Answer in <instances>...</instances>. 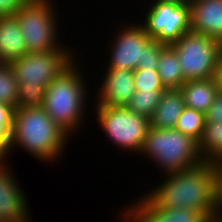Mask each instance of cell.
<instances>
[{"instance_id": "cell-22", "label": "cell", "mask_w": 222, "mask_h": 222, "mask_svg": "<svg viewBox=\"0 0 222 222\" xmlns=\"http://www.w3.org/2000/svg\"><path fill=\"white\" fill-rule=\"evenodd\" d=\"M18 84L8 64L0 69V102H5L16 109Z\"/></svg>"}, {"instance_id": "cell-24", "label": "cell", "mask_w": 222, "mask_h": 222, "mask_svg": "<svg viewBox=\"0 0 222 222\" xmlns=\"http://www.w3.org/2000/svg\"><path fill=\"white\" fill-rule=\"evenodd\" d=\"M135 90L138 91H165L157 70L136 69L133 71Z\"/></svg>"}, {"instance_id": "cell-32", "label": "cell", "mask_w": 222, "mask_h": 222, "mask_svg": "<svg viewBox=\"0 0 222 222\" xmlns=\"http://www.w3.org/2000/svg\"><path fill=\"white\" fill-rule=\"evenodd\" d=\"M6 157L7 156L0 150V167L6 163L7 161Z\"/></svg>"}, {"instance_id": "cell-3", "label": "cell", "mask_w": 222, "mask_h": 222, "mask_svg": "<svg viewBox=\"0 0 222 222\" xmlns=\"http://www.w3.org/2000/svg\"><path fill=\"white\" fill-rule=\"evenodd\" d=\"M69 137L42 107L13 111L10 154L17 146L38 161L51 163L62 157Z\"/></svg>"}, {"instance_id": "cell-25", "label": "cell", "mask_w": 222, "mask_h": 222, "mask_svg": "<svg viewBox=\"0 0 222 222\" xmlns=\"http://www.w3.org/2000/svg\"><path fill=\"white\" fill-rule=\"evenodd\" d=\"M167 45L161 44L156 40L152 39L146 46L143 48V57L142 61L139 62L137 69H154L157 70L159 58L161 56V51Z\"/></svg>"}, {"instance_id": "cell-19", "label": "cell", "mask_w": 222, "mask_h": 222, "mask_svg": "<svg viewBox=\"0 0 222 222\" xmlns=\"http://www.w3.org/2000/svg\"><path fill=\"white\" fill-rule=\"evenodd\" d=\"M198 150L204 161L222 159V122H206Z\"/></svg>"}, {"instance_id": "cell-20", "label": "cell", "mask_w": 222, "mask_h": 222, "mask_svg": "<svg viewBox=\"0 0 222 222\" xmlns=\"http://www.w3.org/2000/svg\"><path fill=\"white\" fill-rule=\"evenodd\" d=\"M205 123L206 117L203 112L185 107L178 118L175 129L191 137L198 143L203 135Z\"/></svg>"}, {"instance_id": "cell-30", "label": "cell", "mask_w": 222, "mask_h": 222, "mask_svg": "<svg viewBox=\"0 0 222 222\" xmlns=\"http://www.w3.org/2000/svg\"><path fill=\"white\" fill-rule=\"evenodd\" d=\"M211 222H222V211H216L211 218Z\"/></svg>"}, {"instance_id": "cell-31", "label": "cell", "mask_w": 222, "mask_h": 222, "mask_svg": "<svg viewBox=\"0 0 222 222\" xmlns=\"http://www.w3.org/2000/svg\"><path fill=\"white\" fill-rule=\"evenodd\" d=\"M154 1L175 2L178 4L189 5L192 0H154Z\"/></svg>"}, {"instance_id": "cell-17", "label": "cell", "mask_w": 222, "mask_h": 222, "mask_svg": "<svg viewBox=\"0 0 222 222\" xmlns=\"http://www.w3.org/2000/svg\"><path fill=\"white\" fill-rule=\"evenodd\" d=\"M26 45L18 20L14 17H0V57L8 64L27 54Z\"/></svg>"}, {"instance_id": "cell-13", "label": "cell", "mask_w": 222, "mask_h": 222, "mask_svg": "<svg viewBox=\"0 0 222 222\" xmlns=\"http://www.w3.org/2000/svg\"><path fill=\"white\" fill-rule=\"evenodd\" d=\"M106 73V74H105ZM101 87L96 91L97 103L102 106L126 107L135 93L133 71L106 69Z\"/></svg>"}, {"instance_id": "cell-28", "label": "cell", "mask_w": 222, "mask_h": 222, "mask_svg": "<svg viewBox=\"0 0 222 222\" xmlns=\"http://www.w3.org/2000/svg\"><path fill=\"white\" fill-rule=\"evenodd\" d=\"M27 0H0V17H11L21 9Z\"/></svg>"}, {"instance_id": "cell-9", "label": "cell", "mask_w": 222, "mask_h": 222, "mask_svg": "<svg viewBox=\"0 0 222 222\" xmlns=\"http://www.w3.org/2000/svg\"><path fill=\"white\" fill-rule=\"evenodd\" d=\"M144 16L146 34L161 44L171 45L191 31L189 5L153 1Z\"/></svg>"}, {"instance_id": "cell-8", "label": "cell", "mask_w": 222, "mask_h": 222, "mask_svg": "<svg viewBox=\"0 0 222 222\" xmlns=\"http://www.w3.org/2000/svg\"><path fill=\"white\" fill-rule=\"evenodd\" d=\"M96 121L108 140L116 147L139 153L150 127L148 118L132 112L127 107H110L95 104Z\"/></svg>"}, {"instance_id": "cell-29", "label": "cell", "mask_w": 222, "mask_h": 222, "mask_svg": "<svg viewBox=\"0 0 222 222\" xmlns=\"http://www.w3.org/2000/svg\"><path fill=\"white\" fill-rule=\"evenodd\" d=\"M216 80H217V83H218L219 91L222 92V50L220 52L219 59H218Z\"/></svg>"}, {"instance_id": "cell-15", "label": "cell", "mask_w": 222, "mask_h": 222, "mask_svg": "<svg viewBox=\"0 0 222 222\" xmlns=\"http://www.w3.org/2000/svg\"><path fill=\"white\" fill-rule=\"evenodd\" d=\"M179 90L183 95L185 107L195 109L204 114L208 111L219 92L216 77L188 80Z\"/></svg>"}, {"instance_id": "cell-2", "label": "cell", "mask_w": 222, "mask_h": 222, "mask_svg": "<svg viewBox=\"0 0 222 222\" xmlns=\"http://www.w3.org/2000/svg\"><path fill=\"white\" fill-rule=\"evenodd\" d=\"M73 51L27 53L9 62L18 84L16 108L42 107L47 86L75 62Z\"/></svg>"}, {"instance_id": "cell-23", "label": "cell", "mask_w": 222, "mask_h": 222, "mask_svg": "<svg viewBox=\"0 0 222 222\" xmlns=\"http://www.w3.org/2000/svg\"><path fill=\"white\" fill-rule=\"evenodd\" d=\"M14 108L0 102V150L6 155H10L11 133Z\"/></svg>"}, {"instance_id": "cell-11", "label": "cell", "mask_w": 222, "mask_h": 222, "mask_svg": "<svg viewBox=\"0 0 222 222\" xmlns=\"http://www.w3.org/2000/svg\"><path fill=\"white\" fill-rule=\"evenodd\" d=\"M126 206L123 222H211L201 210L190 208L165 209L158 206L148 195Z\"/></svg>"}, {"instance_id": "cell-33", "label": "cell", "mask_w": 222, "mask_h": 222, "mask_svg": "<svg viewBox=\"0 0 222 222\" xmlns=\"http://www.w3.org/2000/svg\"><path fill=\"white\" fill-rule=\"evenodd\" d=\"M4 65H6V63L1 59V57H0V69L4 66Z\"/></svg>"}, {"instance_id": "cell-21", "label": "cell", "mask_w": 222, "mask_h": 222, "mask_svg": "<svg viewBox=\"0 0 222 222\" xmlns=\"http://www.w3.org/2000/svg\"><path fill=\"white\" fill-rule=\"evenodd\" d=\"M163 92L136 90L126 107L132 112L150 119L159 104Z\"/></svg>"}, {"instance_id": "cell-18", "label": "cell", "mask_w": 222, "mask_h": 222, "mask_svg": "<svg viewBox=\"0 0 222 222\" xmlns=\"http://www.w3.org/2000/svg\"><path fill=\"white\" fill-rule=\"evenodd\" d=\"M157 72L166 89H180L186 82L176 52L169 45L161 51Z\"/></svg>"}, {"instance_id": "cell-26", "label": "cell", "mask_w": 222, "mask_h": 222, "mask_svg": "<svg viewBox=\"0 0 222 222\" xmlns=\"http://www.w3.org/2000/svg\"><path fill=\"white\" fill-rule=\"evenodd\" d=\"M210 162L213 171L214 206L216 211H222V159Z\"/></svg>"}, {"instance_id": "cell-6", "label": "cell", "mask_w": 222, "mask_h": 222, "mask_svg": "<svg viewBox=\"0 0 222 222\" xmlns=\"http://www.w3.org/2000/svg\"><path fill=\"white\" fill-rule=\"evenodd\" d=\"M52 1H27L14 17L18 20L28 53L67 49L61 46L58 18ZM57 21V22H56ZM58 36V37H57ZM60 43V44H59Z\"/></svg>"}, {"instance_id": "cell-12", "label": "cell", "mask_w": 222, "mask_h": 222, "mask_svg": "<svg viewBox=\"0 0 222 222\" xmlns=\"http://www.w3.org/2000/svg\"><path fill=\"white\" fill-rule=\"evenodd\" d=\"M7 164L0 167V222H31L27 196Z\"/></svg>"}, {"instance_id": "cell-1", "label": "cell", "mask_w": 222, "mask_h": 222, "mask_svg": "<svg viewBox=\"0 0 222 222\" xmlns=\"http://www.w3.org/2000/svg\"><path fill=\"white\" fill-rule=\"evenodd\" d=\"M166 178L147 195L165 209L190 208L203 211L210 219L216 212L214 206L213 171L210 161L162 175Z\"/></svg>"}, {"instance_id": "cell-34", "label": "cell", "mask_w": 222, "mask_h": 222, "mask_svg": "<svg viewBox=\"0 0 222 222\" xmlns=\"http://www.w3.org/2000/svg\"><path fill=\"white\" fill-rule=\"evenodd\" d=\"M27 1H50V0H27Z\"/></svg>"}, {"instance_id": "cell-14", "label": "cell", "mask_w": 222, "mask_h": 222, "mask_svg": "<svg viewBox=\"0 0 222 222\" xmlns=\"http://www.w3.org/2000/svg\"><path fill=\"white\" fill-rule=\"evenodd\" d=\"M189 6L191 31L222 42V0H192Z\"/></svg>"}, {"instance_id": "cell-16", "label": "cell", "mask_w": 222, "mask_h": 222, "mask_svg": "<svg viewBox=\"0 0 222 222\" xmlns=\"http://www.w3.org/2000/svg\"><path fill=\"white\" fill-rule=\"evenodd\" d=\"M185 108L184 98L179 89H166L152 117L150 126L158 129L175 128Z\"/></svg>"}, {"instance_id": "cell-5", "label": "cell", "mask_w": 222, "mask_h": 222, "mask_svg": "<svg viewBox=\"0 0 222 222\" xmlns=\"http://www.w3.org/2000/svg\"><path fill=\"white\" fill-rule=\"evenodd\" d=\"M164 175L185 170L203 162L198 143L175 128L149 127L141 149Z\"/></svg>"}, {"instance_id": "cell-7", "label": "cell", "mask_w": 222, "mask_h": 222, "mask_svg": "<svg viewBox=\"0 0 222 222\" xmlns=\"http://www.w3.org/2000/svg\"><path fill=\"white\" fill-rule=\"evenodd\" d=\"M169 46L176 52L186 81L216 77L221 41L189 31Z\"/></svg>"}, {"instance_id": "cell-10", "label": "cell", "mask_w": 222, "mask_h": 222, "mask_svg": "<svg viewBox=\"0 0 222 222\" xmlns=\"http://www.w3.org/2000/svg\"><path fill=\"white\" fill-rule=\"evenodd\" d=\"M115 39L109 46L110 60L107 69H124L134 71L143 57V48L152 40L141 24H125L119 28Z\"/></svg>"}, {"instance_id": "cell-27", "label": "cell", "mask_w": 222, "mask_h": 222, "mask_svg": "<svg viewBox=\"0 0 222 222\" xmlns=\"http://www.w3.org/2000/svg\"><path fill=\"white\" fill-rule=\"evenodd\" d=\"M206 122H222V92L219 91L214 102L205 113Z\"/></svg>"}, {"instance_id": "cell-4", "label": "cell", "mask_w": 222, "mask_h": 222, "mask_svg": "<svg viewBox=\"0 0 222 222\" xmlns=\"http://www.w3.org/2000/svg\"><path fill=\"white\" fill-rule=\"evenodd\" d=\"M76 62L47 86L42 103L52 121L69 136L84 124L85 103L89 98L85 96L88 93L86 77Z\"/></svg>"}]
</instances>
